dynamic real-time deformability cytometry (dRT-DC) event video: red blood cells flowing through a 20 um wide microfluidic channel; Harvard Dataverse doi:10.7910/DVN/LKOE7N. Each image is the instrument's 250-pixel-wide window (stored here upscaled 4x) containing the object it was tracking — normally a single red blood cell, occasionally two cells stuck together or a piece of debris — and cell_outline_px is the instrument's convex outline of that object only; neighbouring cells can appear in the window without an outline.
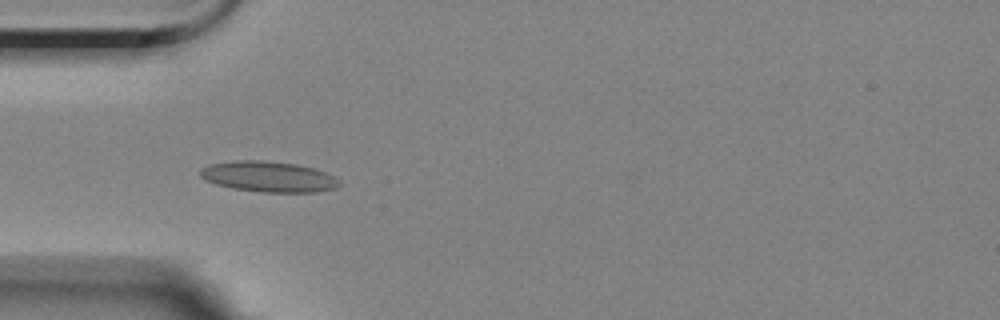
{"species": "Egyptian fruit bat (a non-hibernating species)", "species_latin": "Rousettus aegyptiacus", "temperature_condition": "room temperature", "stored_images_in_passage": 5, "camera_frame_rate_fps": 3000, "um_per_image_px": 0.085, "animal": {"sex": "female"}, "frame": {"image": 1, "passage_image": 4, "time_ms": 3.333, "image_size_px": [1000, 320], "cell_outline_px": [[340, 184], [336, 188], [316, 192], [264, 192], [232, 188], [216, 184], [204, 180], [200, 176], [200, 168], [208, 164], [236, 160], [260, 160], [296, 164], [312, 168], [336, 176], [340, 180]], "centroid_in_image_um": [22.81, 15.01], "position_along_channel_um": 62.2, "area_um2": 24.91}}
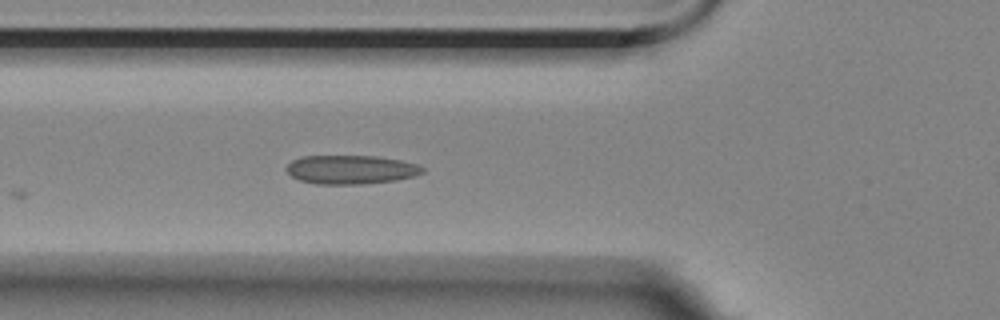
{"frame": {"image": 2, "passage_image": 5, "time_ms": 4.333, "image_size_px": [1000, 320], "cell_outline_px": [[424, 172], [416, 176], [396, 180], [360, 184], [316, 184], [300, 180], [292, 176], [284, 168], [292, 160], [300, 156], [376, 156], [400, 160], [416, 164], [424, 168]], "centroid_in_image_um": [29.81, 14.41], "position_along_channel_um": 96.0, "area_um2": 22.89}}